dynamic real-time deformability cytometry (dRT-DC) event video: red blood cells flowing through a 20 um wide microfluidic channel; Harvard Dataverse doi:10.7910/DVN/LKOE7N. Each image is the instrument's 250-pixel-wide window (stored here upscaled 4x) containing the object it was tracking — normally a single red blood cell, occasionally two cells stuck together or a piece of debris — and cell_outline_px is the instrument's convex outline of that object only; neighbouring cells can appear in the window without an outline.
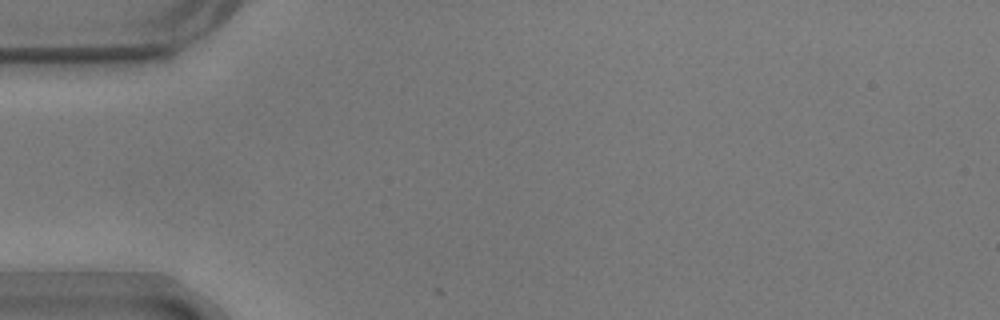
{"species": "common noctule bat (a hibernating species)", "species_latin": "Nyctalus noctula", "temperature_condition": "warm", "stored_images_in_passage": 2, "camera_frame_rate_fps": 3000, "um_per_image_px": 0.085, "animal": {"sex": "male", "body_mass_g": 17.9}, "frame": {"image": 1, "passage_image": 1, "time_ms": 0.0, "image_size_px": [1000, 320], "cell_outline_px": [[256, 104], [240, 120], [220, 124], [212, 120], [208, 104], [248, 72], [256, 76]], "centroid_in_image_um": [19.96, 8.56], "position_along_channel_um": 65.0, "area_um2": 11.16}}